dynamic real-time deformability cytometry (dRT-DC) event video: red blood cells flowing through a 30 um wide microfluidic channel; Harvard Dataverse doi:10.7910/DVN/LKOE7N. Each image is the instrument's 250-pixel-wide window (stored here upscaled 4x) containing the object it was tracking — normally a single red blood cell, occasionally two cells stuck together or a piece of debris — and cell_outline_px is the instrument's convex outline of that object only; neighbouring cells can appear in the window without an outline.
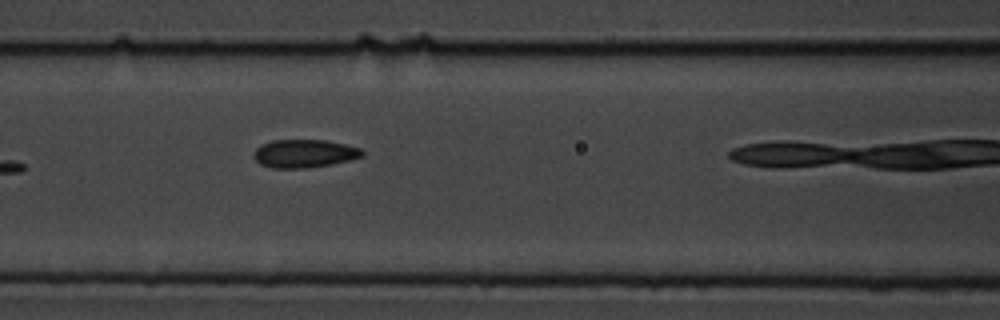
{"species": "common noctule bat (a hibernating species)", "species_latin": "Nyctalus noctula", "temperature_condition": "cold", "stored_images_in_passage": 9, "camera_frame_rate_fps": 3000, "um_per_image_px": 0.085, "animal": {"sex": "male", "body_mass_g": 19.5, "forearm_length_mm": 54.6}, "frame": {"image": 1, "passage_image": 8, "time_ms": 8.0, "image_size_px": [1000, 320], "cell_outline_px": [[364, 156], [332, 164], [308, 168], [272, 168], [260, 164], [252, 156], [256, 148], [260, 144], [272, 140], [324, 140], [344, 144], [360, 148], [364, 152]], "centroid_in_image_um": [25.83, 13.05], "position_along_channel_um": 140.8, "area_um2": 17.86}}